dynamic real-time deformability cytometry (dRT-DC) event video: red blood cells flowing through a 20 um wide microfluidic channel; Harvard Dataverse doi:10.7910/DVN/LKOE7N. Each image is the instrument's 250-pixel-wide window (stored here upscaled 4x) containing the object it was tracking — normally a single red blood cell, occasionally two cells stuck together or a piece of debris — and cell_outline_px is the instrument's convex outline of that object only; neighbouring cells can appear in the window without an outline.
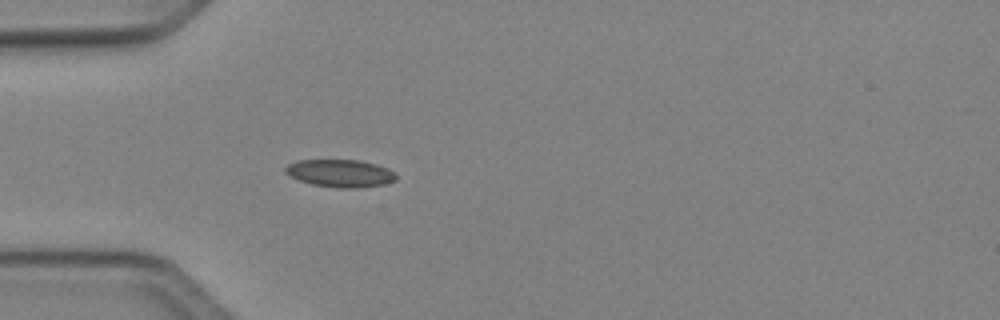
{"species": "Egyptian fruit bat (a non-hibernating species)", "species_latin": "Rousettus aegyptiacus", "temperature_condition": "cold", "stored_images_in_passage": 36, "camera_frame_rate_fps": 3000, "um_per_image_px": 0.085, "animal": {"sex": "female"}, "frame": {"image": 1, "passage_image": 1, "time_ms": 0.0, "image_size_px": [1000, 320], "cell_outline_px": [[396, 180], [384, 184], [356, 188], [340, 188], [312, 184], [300, 180], [284, 172], [284, 168], [288, 164], [296, 160], [360, 160], [376, 164], [388, 168], [396, 172]], "centroid_in_image_um": [28.94, 14.72], "position_along_channel_um": 56.1, "area_um2": 17.8}}
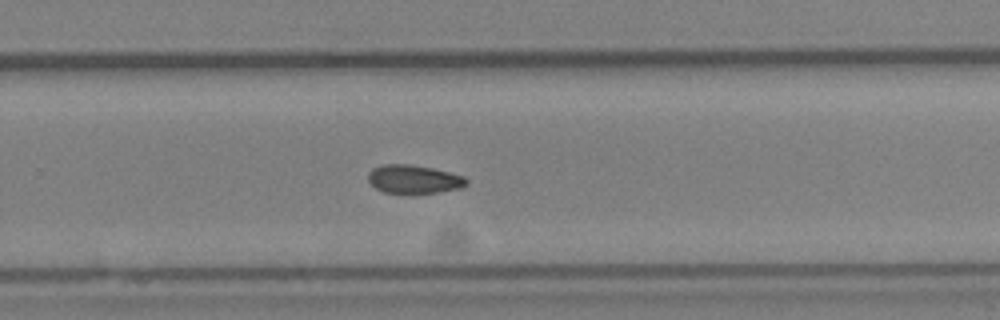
{"frame": {"image": 2, "passage_image": 19, "time_ms": 6.0, "image_size_px": [1000, 320], "cell_outline_px": [[468, 184], [460, 188], [436, 192], [384, 192], [376, 188], [368, 180], [368, 172], [372, 168], [384, 164], [408, 164], [432, 168], [464, 176], [468, 180]], "centroid_in_image_um": [35.17, 15.21], "position_along_channel_um": 294.6, "area_um2": 16.01}}
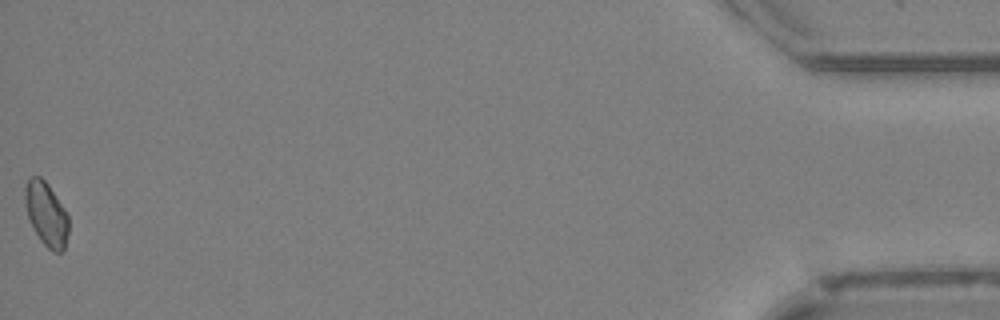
{"frame": {"image": 3, "passage_image": 36, "time_ms": 11.667, "image_size_px": [1000, 320], "cell_outline_px": [[68, 232], [64, 252], [52, 252], [40, 240], [28, 216], [24, 200], [24, 188], [28, 180], [32, 176], [40, 176], [48, 184], [64, 208], [68, 216]], "centroid_in_image_um": [3.94, 18.2], "position_along_channel_um": 431.3, "area_um2": 16.13}, "authors_computed_cell_mechanics": {"area_um2": 16.2996, "velocity_mm_per_s": 4.0816, "shape_relaxation_time_tau1_ms": null, "shape_relaxation_time_tau2_ms": 6.6502, "deformation_change_tau1": null, "deformation_change_tau2": 0.1044}}